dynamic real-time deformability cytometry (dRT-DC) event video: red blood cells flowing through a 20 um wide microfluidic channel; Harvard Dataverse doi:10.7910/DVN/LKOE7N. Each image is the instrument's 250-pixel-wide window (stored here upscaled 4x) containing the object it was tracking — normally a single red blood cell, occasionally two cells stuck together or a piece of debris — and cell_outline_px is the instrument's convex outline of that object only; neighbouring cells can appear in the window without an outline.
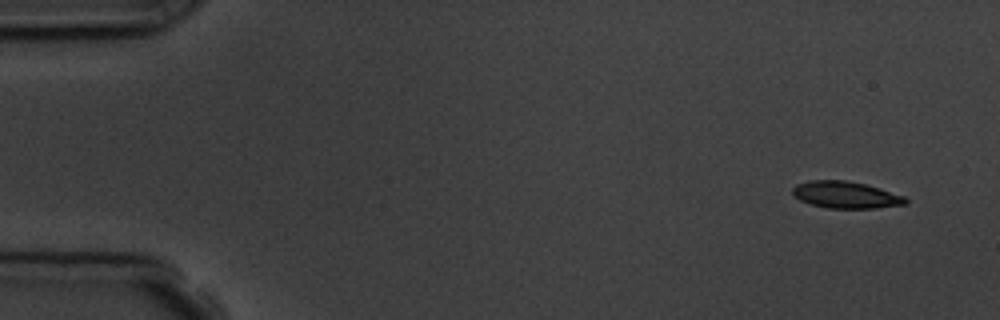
{"species": "common noctule bat (a hibernating species)", "species_latin": "Nyctalus noctula", "temperature_condition": "room temperature", "stored_images_in_passage": 4, "camera_frame_rate_fps": 3000, "um_per_image_px": 0.085, "animal": {"sex": "male", "body_mass_g": 19.5, "forearm_length_mm": 54.6}, "frame": {"image": 1, "passage_image": 1, "time_ms": 0.0, "image_size_px": [1000, 320], "cell_outline_px": [[908, 204], [876, 208], [824, 208], [800, 200], [792, 192], [792, 188], [796, 184], [812, 180], [844, 180], [864, 184], [880, 188], [904, 196], [908, 200]], "centroid_in_image_um": [71.91, 16.57], "position_along_channel_um": 13.1, "area_um2": 17.63}}
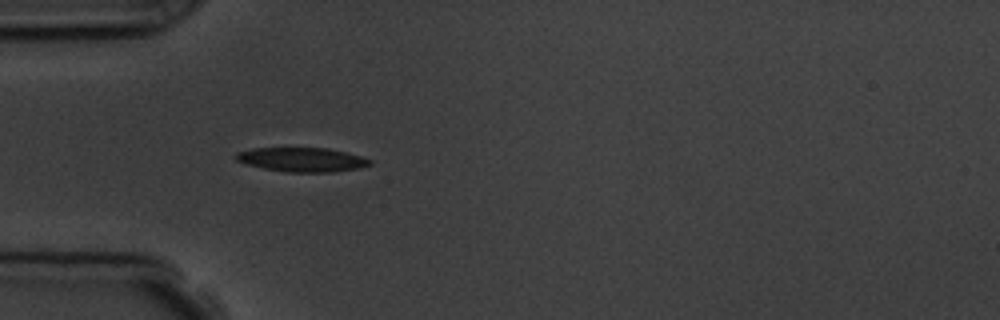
{"frame": {"image": 2, "passage_image": 4, "time_ms": 4.333, "image_size_px": [1000, 320], "cell_outline_px": [[372, 164], [360, 168], [332, 172], [288, 172], [264, 168], [248, 164], [236, 160], [236, 152], [252, 148], [328, 148], [360, 156], [372, 160]], "centroid_in_image_um": [25.69, 13.57], "position_along_channel_um": 59.3, "area_um2": 18.73}}